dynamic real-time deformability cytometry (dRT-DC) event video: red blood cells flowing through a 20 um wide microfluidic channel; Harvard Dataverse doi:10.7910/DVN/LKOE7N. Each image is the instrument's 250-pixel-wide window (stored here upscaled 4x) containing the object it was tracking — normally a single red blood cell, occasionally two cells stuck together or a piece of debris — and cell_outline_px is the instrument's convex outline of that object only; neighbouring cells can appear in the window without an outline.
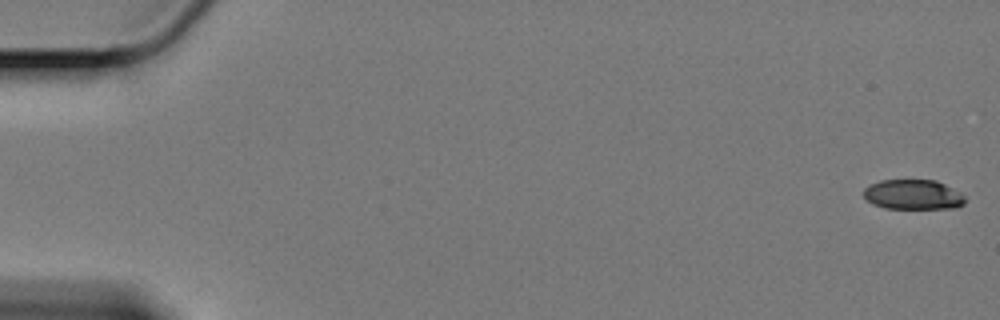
{"species": "Egyptian fruit bat (a non-hibernating species)", "species_latin": "Rousettus aegyptiacus", "temperature_condition": "cold", "stored_images_in_passage": 58, "camera_frame_rate_fps": 3000, "um_per_image_px": 0.085, "animal": {"sex": "female"}, "frame": {"image": 1, "passage_image": 1, "time_ms": 0.0, "image_size_px": [1000, 320], "cell_outline_px": [[964, 204], [956, 208], [884, 208], [872, 204], [864, 196], [864, 188], [880, 180], [936, 180], [960, 192], [964, 196]], "centroid_in_image_um": [77.61, 16.54], "position_along_channel_um": 7.4, "area_um2": 17.57}}
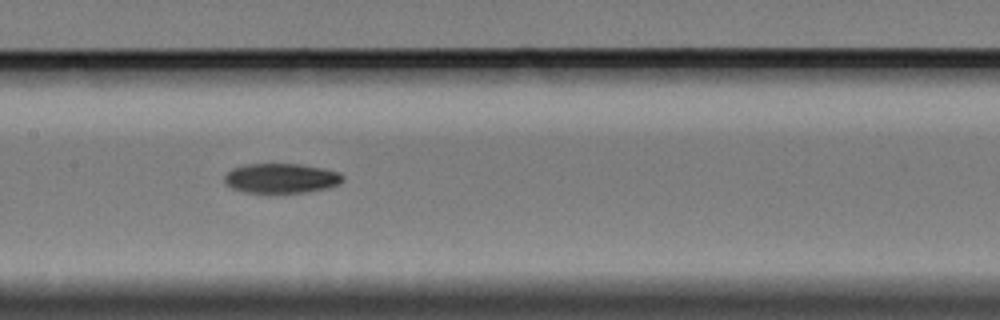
{"frame": {"image": 2, "passage_image": 30, "time_ms": 9.667, "image_size_px": [1000, 320], "cell_outline_px": [[344, 180], [340, 184], [328, 188], [308, 192], [268, 196], [244, 192], [232, 188], [224, 184], [224, 176], [232, 168], [248, 164], [300, 164], [340, 172], [344, 176]], "centroid_in_image_um": [23.88, 15.21], "position_along_channel_um": 183.5, "area_um2": 21.44}}
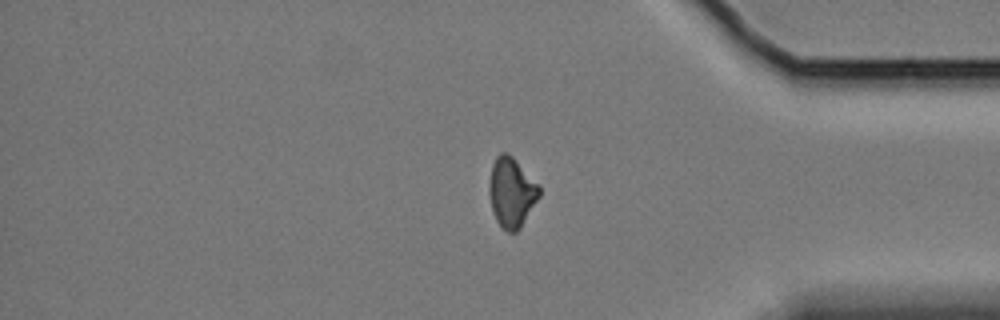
{"frame": {"image": 3, "passage_image": 50, "time_ms": 16.333, "image_size_px": [1000, 320], "cell_outline_px": [[540, 196], [520, 228], [516, 232], [508, 232], [496, 220], [492, 208], [488, 192], [488, 184], [492, 164], [496, 156], [500, 152], [508, 152], [540, 184]], "centroid_in_image_um": [43.48, 16.31], "position_along_channel_um": 391.7, "area_um2": 20.52}, "authors_computed_cell_mechanics": {"area_um2": 20.519, "velocity_mm_per_s": 3.3876, "shape_relaxation_time_tau1_ms": 8.122, "shape_relaxation_time_tau2_ms": null, "deformation_change_tau1": 0.152, "deformation_change_tau2": null}}